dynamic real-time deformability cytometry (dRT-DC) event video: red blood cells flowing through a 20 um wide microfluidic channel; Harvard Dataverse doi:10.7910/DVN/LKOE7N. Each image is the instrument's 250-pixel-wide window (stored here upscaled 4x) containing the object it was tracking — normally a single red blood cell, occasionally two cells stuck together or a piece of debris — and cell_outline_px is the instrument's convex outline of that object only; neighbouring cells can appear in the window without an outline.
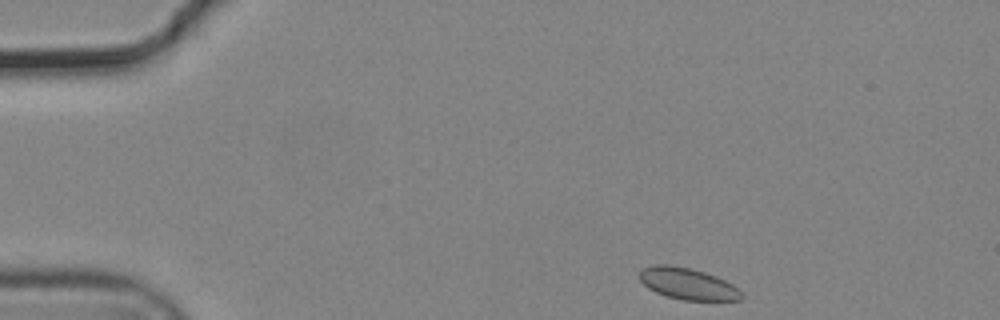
{"species": "common noctule bat (a hibernating species)", "species_latin": "Nyctalus noctula", "temperature_condition": "cold", "stored_images_in_passage": 48, "camera_frame_rate_fps": 3000, "um_per_image_px": 0.085, "animal": {"sex": "male", "body_mass_g": 19.2, "forearm_length_mm": 51.8}, "frame": {"image": 1, "passage_image": 1, "time_ms": 0.0, "image_size_px": [1000, 320], "cell_outline_px": [[744, 296], [740, 300], [680, 300], [656, 292], [648, 288], [640, 280], [640, 268], [656, 264], [668, 264], [688, 268], [704, 272], [724, 280], [732, 284]], "centroid_in_image_um": [58.42, 24.11], "position_along_channel_um": 26.6, "area_um2": 18.55}}
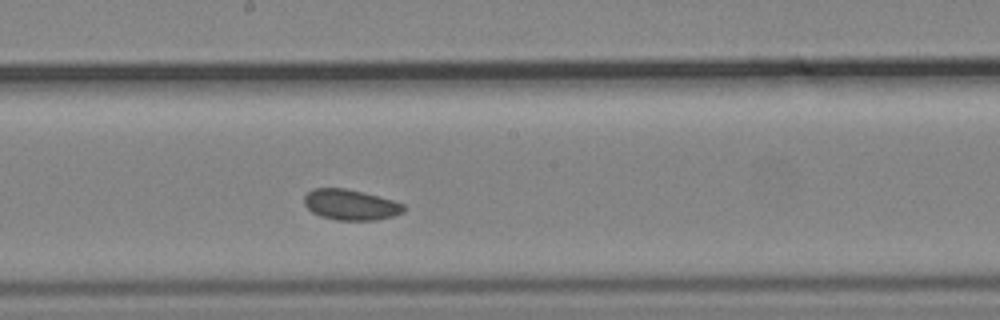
{"frame": {"image": 2, "passage_image": 23, "time_ms": 7.333, "image_size_px": [1000, 320], "cell_outline_px": [[408, 208], [404, 212], [392, 216], [376, 220], [336, 220], [320, 216], [312, 212], [304, 204], [304, 196], [312, 188], [344, 188], [364, 192], [392, 200], [404, 204]], "centroid_in_image_um": [29.81, 17.4], "position_along_channel_um": 218.4, "area_um2": 17.86}}
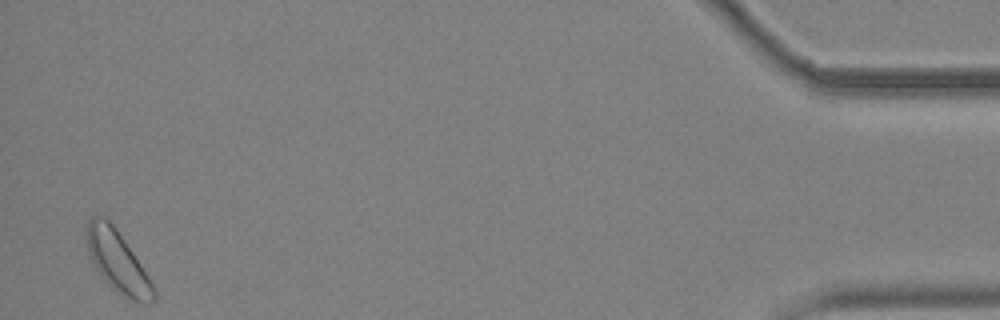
{"frame": {"image": 3, "passage_image": 47, "time_ms": 15.333, "image_size_px": [1000, 320], "cell_outline_px": [[156, 300], [148, 304], [144, 304], [132, 300], [112, 288], [104, 280], [96, 268], [92, 260], [84, 236], [84, 232], [88, 220], [92, 216], [104, 216], [112, 224], [124, 240], [148, 276], [156, 292]], "centroid_in_image_um": [9.97, 22.22], "position_along_channel_um": 425.2, "area_um2": 23.58}, "authors_computed_cell_mechanics": {"area_um2": 18.4382, "velocity_mm_per_s": 3.6543, "shape_relaxation_time_tau1_ms": null, "shape_relaxation_time_tau2_ms": 4.3002, "deformation_change_tau1": null, "deformation_change_tau2": 0.0658}}